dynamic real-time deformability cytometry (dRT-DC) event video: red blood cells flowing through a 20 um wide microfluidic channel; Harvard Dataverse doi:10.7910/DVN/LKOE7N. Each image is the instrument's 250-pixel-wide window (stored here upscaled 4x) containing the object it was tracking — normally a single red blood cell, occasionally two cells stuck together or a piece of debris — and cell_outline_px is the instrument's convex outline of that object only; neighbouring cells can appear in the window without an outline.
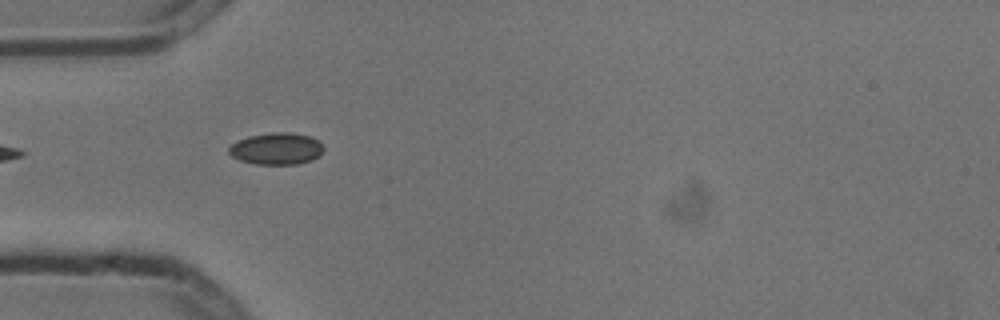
{"species": "common noctule bat (a hibernating species)", "species_latin": "Nyctalus noctula", "temperature_condition": "cold", "stored_images_in_passage": 6, "camera_frame_rate_fps": 3000, "um_per_image_px": 0.085, "animal": {"sex": "male", "body_mass_g": 13.3}, "frame": {"image": 1, "passage_image": 5, "time_ms": 1.333, "image_size_px": [1000, 320], "cell_outline_px": [[324, 148], [320, 156], [312, 160], [296, 164], [256, 164], [240, 160], [232, 156], [228, 152], [228, 148], [236, 140], [248, 136], [268, 132], [292, 132], [308, 136], [316, 140]], "centroid_in_image_um": [23.47, 12.63], "position_along_channel_um": 61.5, "area_um2": 17.63}}